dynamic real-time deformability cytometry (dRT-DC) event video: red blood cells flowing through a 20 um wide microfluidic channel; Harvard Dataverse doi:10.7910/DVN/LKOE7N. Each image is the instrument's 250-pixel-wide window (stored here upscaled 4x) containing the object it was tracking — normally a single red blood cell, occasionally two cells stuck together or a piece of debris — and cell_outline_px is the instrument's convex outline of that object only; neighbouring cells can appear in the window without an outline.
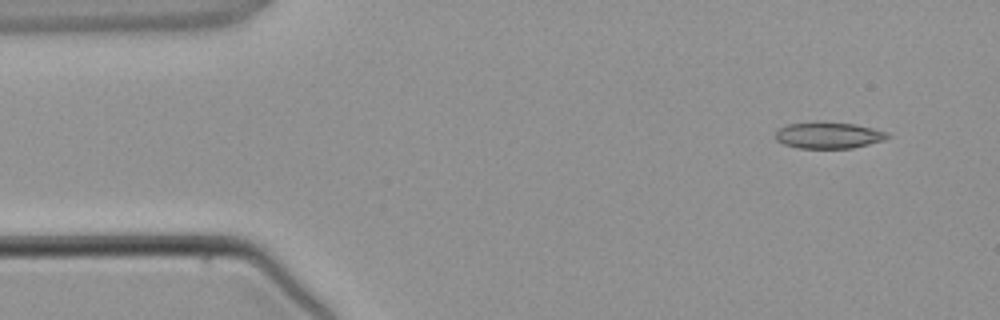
{"species": "common noctule bat (a hibernating species)", "species_latin": "Nyctalus noctula", "temperature_condition": "warm", "stored_images_in_passage": 3, "camera_frame_rate_fps": 3000, "um_per_image_px": 0.085, "animal": {"sex": "male", "body_mass_g": 21.5, "forearm_length_mm": 52.0}, "frame": {"image": 1, "passage_image": 1, "time_ms": 0.0, "image_size_px": [1000, 320], "cell_outline_px": [[892, 136], [884, 140], [852, 148], [796, 148], [784, 144], [776, 140], [776, 132], [780, 128], [788, 124], [856, 124], [888, 132]], "centroid_in_image_um": [70.47, 11.54], "position_along_channel_um": 14.5, "area_um2": 16.59}}